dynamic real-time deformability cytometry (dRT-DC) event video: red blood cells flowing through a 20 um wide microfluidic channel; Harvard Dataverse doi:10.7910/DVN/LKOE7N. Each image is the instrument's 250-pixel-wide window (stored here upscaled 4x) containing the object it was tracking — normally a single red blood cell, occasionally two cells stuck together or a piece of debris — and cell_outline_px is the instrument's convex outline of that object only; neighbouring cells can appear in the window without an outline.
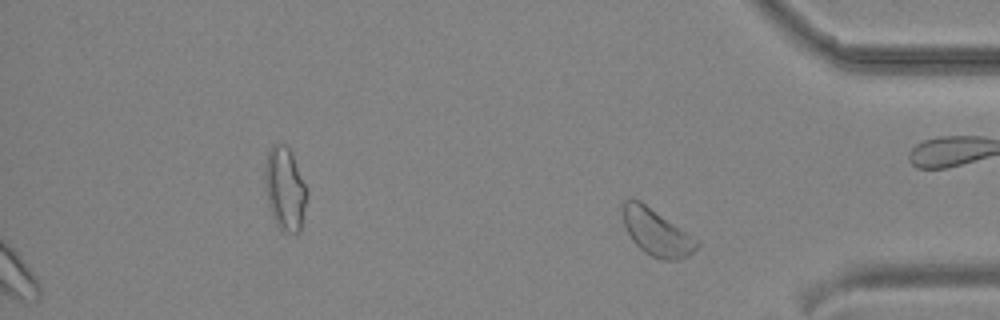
{"species": "common noctule bat (a hibernating species)", "species_latin": "Nyctalus noctula", "temperature_condition": "cold", "stored_images_in_passage": 40, "segment_of_instrument_passage": [2, 2], "camera_frame_rate_fps": 3000, "um_per_image_px": 0.085, "animal": {"sex": "male", "body_mass_g": 19.2, "forearm_length_mm": 51.8}, "frame": {"image": 1, "passage_image": 40, "time_ms": 13.0, "image_size_px": [1000, 320], "cell_outline_px": [[700, 244], [688, 256], [676, 260], [664, 260], [652, 256], [644, 252], [632, 240], [624, 224], [624, 200], [640, 200], [700, 240]], "centroid_in_image_um": [55.86, 19.77], "position_along_channel_um": 379.3, "area_um2": 19.88}}